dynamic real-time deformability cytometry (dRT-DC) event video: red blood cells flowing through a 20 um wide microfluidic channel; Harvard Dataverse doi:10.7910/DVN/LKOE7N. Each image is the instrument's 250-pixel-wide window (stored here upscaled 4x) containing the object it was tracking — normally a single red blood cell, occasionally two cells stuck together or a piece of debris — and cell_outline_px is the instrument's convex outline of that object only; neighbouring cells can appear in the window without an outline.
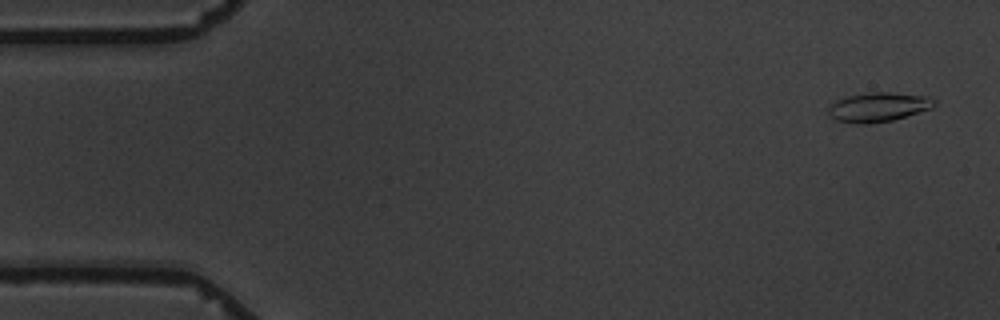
{"species": "common noctule bat (a hibernating species)", "species_latin": "Nyctalus noctula", "temperature_condition": "warm", "stored_images_in_passage": 5, "camera_frame_rate_fps": 3000, "um_per_image_px": 0.085, "animal": {"sex": "male", "body_mass_g": 19.5, "forearm_length_mm": 54.6}, "frame": {"image": 1, "passage_image": 1, "time_ms": 0.0, "image_size_px": [1000, 320], "cell_outline_px": [[936, 104], [932, 108], [892, 120], [868, 124], [860, 124], [836, 120], [828, 112], [828, 108], [836, 100], [844, 96], [868, 92], [888, 92], [928, 96], [936, 100]], "centroid_in_image_um": [74.66, 9.09], "position_along_channel_um": 10.3, "area_um2": 18.09}}